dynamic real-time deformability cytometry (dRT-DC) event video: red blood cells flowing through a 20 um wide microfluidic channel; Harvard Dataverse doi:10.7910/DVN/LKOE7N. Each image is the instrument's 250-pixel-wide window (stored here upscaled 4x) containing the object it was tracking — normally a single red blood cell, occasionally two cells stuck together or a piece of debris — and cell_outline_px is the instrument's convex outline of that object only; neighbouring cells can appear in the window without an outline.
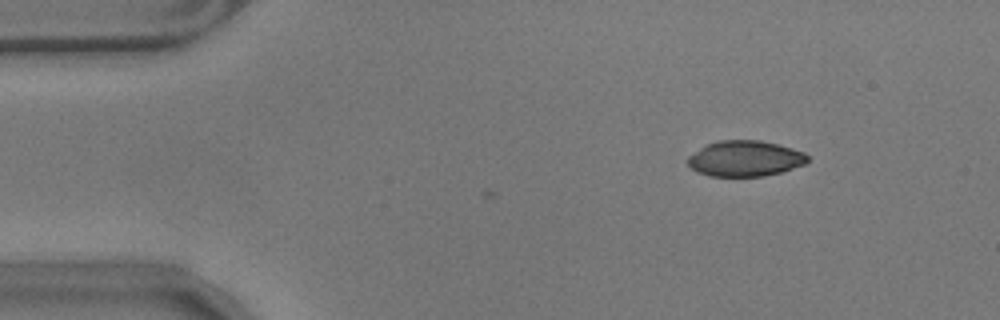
{"species": "common noctule bat (a hibernating species)", "species_latin": "Nyctalus noctula", "temperature_condition": "warm", "stored_images_in_passage": 3, "camera_frame_rate_fps": 3000, "um_per_image_px": 0.085, "animal": {"sex": "male", "body_mass_g": 17.9}, "frame": {"image": 1, "passage_image": 1, "time_ms": 0.0, "image_size_px": [1000, 320], "cell_outline_px": [[808, 160], [804, 164], [780, 172], [764, 176], [708, 176], [696, 172], [688, 164], [688, 156], [704, 144], [720, 140], [760, 140], [792, 148], [804, 152], [808, 156]], "centroid_in_image_um": [63.29, 13.47], "position_along_channel_um": 21.7, "area_um2": 24.97}}